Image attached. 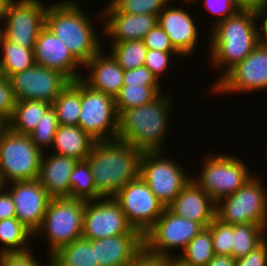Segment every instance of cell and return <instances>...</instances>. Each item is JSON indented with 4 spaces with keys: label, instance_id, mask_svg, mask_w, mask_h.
Wrapping results in <instances>:
<instances>
[{
    "label": "cell",
    "instance_id": "cell-41",
    "mask_svg": "<svg viewBox=\"0 0 267 266\" xmlns=\"http://www.w3.org/2000/svg\"><path fill=\"white\" fill-rule=\"evenodd\" d=\"M143 42L147 49L162 52H177L171 44L167 33L159 23L144 36Z\"/></svg>",
    "mask_w": 267,
    "mask_h": 266
},
{
    "label": "cell",
    "instance_id": "cell-53",
    "mask_svg": "<svg viewBox=\"0 0 267 266\" xmlns=\"http://www.w3.org/2000/svg\"><path fill=\"white\" fill-rule=\"evenodd\" d=\"M7 127V123L0 118V133Z\"/></svg>",
    "mask_w": 267,
    "mask_h": 266
},
{
    "label": "cell",
    "instance_id": "cell-47",
    "mask_svg": "<svg viewBox=\"0 0 267 266\" xmlns=\"http://www.w3.org/2000/svg\"><path fill=\"white\" fill-rule=\"evenodd\" d=\"M169 259L151 255L143 250L129 266H165Z\"/></svg>",
    "mask_w": 267,
    "mask_h": 266
},
{
    "label": "cell",
    "instance_id": "cell-35",
    "mask_svg": "<svg viewBox=\"0 0 267 266\" xmlns=\"http://www.w3.org/2000/svg\"><path fill=\"white\" fill-rule=\"evenodd\" d=\"M110 53L124 70L135 69L145 64L147 48L143 40L110 44Z\"/></svg>",
    "mask_w": 267,
    "mask_h": 266
},
{
    "label": "cell",
    "instance_id": "cell-3",
    "mask_svg": "<svg viewBox=\"0 0 267 266\" xmlns=\"http://www.w3.org/2000/svg\"><path fill=\"white\" fill-rule=\"evenodd\" d=\"M172 104V96L167 92L149 103L123 111L118 116L117 139L130 143L142 153L162 152Z\"/></svg>",
    "mask_w": 267,
    "mask_h": 266
},
{
    "label": "cell",
    "instance_id": "cell-34",
    "mask_svg": "<svg viewBox=\"0 0 267 266\" xmlns=\"http://www.w3.org/2000/svg\"><path fill=\"white\" fill-rule=\"evenodd\" d=\"M71 198L91 201L103 198L95 189L91 168L86 160L78 161L71 176Z\"/></svg>",
    "mask_w": 267,
    "mask_h": 266
},
{
    "label": "cell",
    "instance_id": "cell-24",
    "mask_svg": "<svg viewBox=\"0 0 267 266\" xmlns=\"http://www.w3.org/2000/svg\"><path fill=\"white\" fill-rule=\"evenodd\" d=\"M78 161L73 157L43 152L38 180L51 198H71L70 176Z\"/></svg>",
    "mask_w": 267,
    "mask_h": 266
},
{
    "label": "cell",
    "instance_id": "cell-29",
    "mask_svg": "<svg viewBox=\"0 0 267 266\" xmlns=\"http://www.w3.org/2000/svg\"><path fill=\"white\" fill-rule=\"evenodd\" d=\"M33 233L16 217L0 221V243L2 253H25L31 251L30 242ZM29 245V247H28Z\"/></svg>",
    "mask_w": 267,
    "mask_h": 266
},
{
    "label": "cell",
    "instance_id": "cell-9",
    "mask_svg": "<svg viewBox=\"0 0 267 266\" xmlns=\"http://www.w3.org/2000/svg\"><path fill=\"white\" fill-rule=\"evenodd\" d=\"M204 227L197 222L171 213L167 208L143 235L144 250L154 256L177 258L172 250H183ZM172 252V253H170Z\"/></svg>",
    "mask_w": 267,
    "mask_h": 266
},
{
    "label": "cell",
    "instance_id": "cell-38",
    "mask_svg": "<svg viewBox=\"0 0 267 266\" xmlns=\"http://www.w3.org/2000/svg\"><path fill=\"white\" fill-rule=\"evenodd\" d=\"M211 237L215 254L232 256L233 225L215 218L211 223Z\"/></svg>",
    "mask_w": 267,
    "mask_h": 266
},
{
    "label": "cell",
    "instance_id": "cell-48",
    "mask_svg": "<svg viewBox=\"0 0 267 266\" xmlns=\"http://www.w3.org/2000/svg\"><path fill=\"white\" fill-rule=\"evenodd\" d=\"M239 10L261 14L267 7V0H234Z\"/></svg>",
    "mask_w": 267,
    "mask_h": 266
},
{
    "label": "cell",
    "instance_id": "cell-12",
    "mask_svg": "<svg viewBox=\"0 0 267 266\" xmlns=\"http://www.w3.org/2000/svg\"><path fill=\"white\" fill-rule=\"evenodd\" d=\"M78 126L96 141L117 139L118 115L114 97L91 89L81 80Z\"/></svg>",
    "mask_w": 267,
    "mask_h": 266
},
{
    "label": "cell",
    "instance_id": "cell-8",
    "mask_svg": "<svg viewBox=\"0 0 267 266\" xmlns=\"http://www.w3.org/2000/svg\"><path fill=\"white\" fill-rule=\"evenodd\" d=\"M245 163L232 154L210 153L203 161L200 175H193L192 179L217 202L234 194L253 176Z\"/></svg>",
    "mask_w": 267,
    "mask_h": 266
},
{
    "label": "cell",
    "instance_id": "cell-55",
    "mask_svg": "<svg viewBox=\"0 0 267 266\" xmlns=\"http://www.w3.org/2000/svg\"><path fill=\"white\" fill-rule=\"evenodd\" d=\"M184 2H187V3H192V4H194V3H196V1H198V0H183ZM174 2H175V0H174Z\"/></svg>",
    "mask_w": 267,
    "mask_h": 266
},
{
    "label": "cell",
    "instance_id": "cell-17",
    "mask_svg": "<svg viewBox=\"0 0 267 266\" xmlns=\"http://www.w3.org/2000/svg\"><path fill=\"white\" fill-rule=\"evenodd\" d=\"M7 184L3 187L9 188L7 191L13 199L16 218L34 234L42 223L51 197L38 179Z\"/></svg>",
    "mask_w": 267,
    "mask_h": 266
},
{
    "label": "cell",
    "instance_id": "cell-26",
    "mask_svg": "<svg viewBox=\"0 0 267 266\" xmlns=\"http://www.w3.org/2000/svg\"><path fill=\"white\" fill-rule=\"evenodd\" d=\"M51 104L39 100L16 101L12 118L7 127L18 134L28 135L37 126L41 117Z\"/></svg>",
    "mask_w": 267,
    "mask_h": 266
},
{
    "label": "cell",
    "instance_id": "cell-11",
    "mask_svg": "<svg viewBox=\"0 0 267 266\" xmlns=\"http://www.w3.org/2000/svg\"><path fill=\"white\" fill-rule=\"evenodd\" d=\"M47 8L40 0H7L1 15L5 38L23 48H34L45 27Z\"/></svg>",
    "mask_w": 267,
    "mask_h": 266
},
{
    "label": "cell",
    "instance_id": "cell-2",
    "mask_svg": "<svg viewBox=\"0 0 267 266\" xmlns=\"http://www.w3.org/2000/svg\"><path fill=\"white\" fill-rule=\"evenodd\" d=\"M142 152L119 139L96 141L86 157L96 191L114 197L127 183L139 177Z\"/></svg>",
    "mask_w": 267,
    "mask_h": 266
},
{
    "label": "cell",
    "instance_id": "cell-46",
    "mask_svg": "<svg viewBox=\"0 0 267 266\" xmlns=\"http://www.w3.org/2000/svg\"><path fill=\"white\" fill-rule=\"evenodd\" d=\"M12 217H16L13 199L10 193L0 186V221Z\"/></svg>",
    "mask_w": 267,
    "mask_h": 266
},
{
    "label": "cell",
    "instance_id": "cell-28",
    "mask_svg": "<svg viewBox=\"0 0 267 266\" xmlns=\"http://www.w3.org/2000/svg\"><path fill=\"white\" fill-rule=\"evenodd\" d=\"M52 266H99L92 242L80 238L51 255Z\"/></svg>",
    "mask_w": 267,
    "mask_h": 266
},
{
    "label": "cell",
    "instance_id": "cell-15",
    "mask_svg": "<svg viewBox=\"0 0 267 266\" xmlns=\"http://www.w3.org/2000/svg\"><path fill=\"white\" fill-rule=\"evenodd\" d=\"M16 101L39 100L52 104L71 80L58 70L34 64L9 77Z\"/></svg>",
    "mask_w": 267,
    "mask_h": 266
},
{
    "label": "cell",
    "instance_id": "cell-54",
    "mask_svg": "<svg viewBox=\"0 0 267 266\" xmlns=\"http://www.w3.org/2000/svg\"><path fill=\"white\" fill-rule=\"evenodd\" d=\"M7 0H0V18H1V15L3 13V9H4V5L6 3Z\"/></svg>",
    "mask_w": 267,
    "mask_h": 266
},
{
    "label": "cell",
    "instance_id": "cell-44",
    "mask_svg": "<svg viewBox=\"0 0 267 266\" xmlns=\"http://www.w3.org/2000/svg\"><path fill=\"white\" fill-rule=\"evenodd\" d=\"M32 251L25 253H2L0 254V266H42L36 261ZM47 266H52V259H48Z\"/></svg>",
    "mask_w": 267,
    "mask_h": 266
},
{
    "label": "cell",
    "instance_id": "cell-56",
    "mask_svg": "<svg viewBox=\"0 0 267 266\" xmlns=\"http://www.w3.org/2000/svg\"><path fill=\"white\" fill-rule=\"evenodd\" d=\"M3 74L2 58L0 57V75Z\"/></svg>",
    "mask_w": 267,
    "mask_h": 266
},
{
    "label": "cell",
    "instance_id": "cell-6",
    "mask_svg": "<svg viewBox=\"0 0 267 266\" xmlns=\"http://www.w3.org/2000/svg\"><path fill=\"white\" fill-rule=\"evenodd\" d=\"M257 175L253 174L234 194L216 202V219L229 225L258 224L267 227V189Z\"/></svg>",
    "mask_w": 267,
    "mask_h": 266
},
{
    "label": "cell",
    "instance_id": "cell-23",
    "mask_svg": "<svg viewBox=\"0 0 267 266\" xmlns=\"http://www.w3.org/2000/svg\"><path fill=\"white\" fill-rule=\"evenodd\" d=\"M103 52L101 49L83 66V69L87 68L89 74L82 75L81 80L91 89L115 98L124 85V69L118 64L111 53L105 56Z\"/></svg>",
    "mask_w": 267,
    "mask_h": 266
},
{
    "label": "cell",
    "instance_id": "cell-4",
    "mask_svg": "<svg viewBox=\"0 0 267 266\" xmlns=\"http://www.w3.org/2000/svg\"><path fill=\"white\" fill-rule=\"evenodd\" d=\"M48 5L45 27L64 43L71 54L84 66L101 49L102 44L91 18L74 0Z\"/></svg>",
    "mask_w": 267,
    "mask_h": 266
},
{
    "label": "cell",
    "instance_id": "cell-25",
    "mask_svg": "<svg viewBox=\"0 0 267 266\" xmlns=\"http://www.w3.org/2000/svg\"><path fill=\"white\" fill-rule=\"evenodd\" d=\"M96 142L79 126L59 125L51 148L55 154L73 157L83 161L89 155Z\"/></svg>",
    "mask_w": 267,
    "mask_h": 266
},
{
    "label": "cell",
    "instance_id": "cell-39",
    "mask_svg": "<svg viewBox=\"0 0 267 266\" xmlns=\"http://www.w3.org/2000/svg\"><path fill=\"white\" fill-rule=\"evenodd\" d=\"M181 56L178 52H162L148 49L145 57V66L160 82V77H163L164 72L168 70L170 65L171 55Z\"/></svg>",
    "mask_w": 267,
    "mask_h": 266
},
{
    "label": "cell",
    "instance_id": "cell-43",
    "mask_svg": "<svg viewBox=\"0 0 267 266\" xmlns=\"http://www.w3.org/2000/svg\"><path fill=\"white\" fill-rule=\"evenodd\" d=\"M124 85L161 86L157 78L145 66L135 69L124 70Z\"/></svg>",
    "mask_w": 267,
    "mask_h": 266
},
{
    "label": "cell",
    "instance_id": "cell-49",
    "mask_svg": "<svg viewBox=\"0 0 267 266\" xmlns=\"http://www.w3.org/2000/svg\"><path fill=\"white\" fill-rule=\"evenodd\" d=\"M206 266H236V259L230 255L215 254Z\"/></svg>",
    "mask_w": 267,
    "mask_h": 266
},
{
    "label": "cell",
    "instance_id": "cell-7",
    "mask_svg": "<svg viewBox=\"0 0 267 266\" xmlns=\"http://www.w3.org/2000/svg\"><path fill=\"white\" fill-rule=\"evenodd\" d=\"M42 155L29 135L15 133L6 127L0 133V186L38 179Z\"/></svg>",
    "mask_w": 267,
    "mask_h": 266
},
{
    "label": "cell",
    "instance_id": "cell-45",
    "mask_svg": "<svg viewBox=\"0 0 267 266\" xmlns=\"http://www.w3.org/2000/svg\"><path fill=\"white\" fill-rule=\"evenodd\" d=\"M236 266H267V238L246 256L237 259Z\"/></svg>",
    "mask_w": 267,
    "mask_h": 266
},
{
    "label": "cell",
    "instance_id": "cell-13",
    "mask_svg": "<svg viewBox=\"0 0 267 266\" xmlns=\"http://www.w3.org/2000/svg\"><path fill=\"white\" fill-rule=\"evenodd\" d=\"M120 205L128 223L144 235L166 208L139 176L127 183L113 197Z\"/></svg>",
    "mask_w": 267,
    "mask_h": 266
},
{
    "label": "cell",
    "instance_id": "cell-37",
    "mask_svg": "<svg viewBox=\"0 0 267 266\" xmlns=\"http://www.w3.org/2000/svg\"><path fill=\"white\" fill-rule=\"evenodd\" d=\"M173 0H111L110 3L122 13L152 14L159 13Z\"/></svg>",
    "mask_w": 267,
    "mask_h": 266
},
{
    "label": "cell",
    "instance_id": "cell-40",
    "mask_svg": "<svg viewBox=\"0 0 267 266\" xmlns=\"http://www.w3.org/2000/svg\"><path fill=\"white\" fill-rule=\"evenodd\" d=\"M16 100L8 77L0 75V118L6 123L12 118Z\"/></svg>",
    "mask_w": 267,
    "mask_h": 266
},
{
    "label": "cell",
    "instance_id": "cell-22",
    "mask_svg": "<svg viewBox=\"0 0 267 266\" xmlns=\"http://www.w3.org/2000/svg\"><path fill=\"white\" fill-rule=\"evenodd\" d=\"M91 242L99 266H129L144 250L142 234H124Z\"/></svg>",
    "mask_w": 267,
    "mask_h": 266
},
{
    "label": "cell",
    "instance_id": "cell-50",
    "mask_svg": "<svg viewBox=\"0 0 267 266\" xmlns=\"http://www.w3.org/2000/svg\"><path fill=\"white\" fill-rule=\"evenodd\" d=\"M261 18V30H262V41L267 45V7L266 9L260 14Z\"/></svg>",
    "mask_w": 267,
    "mask_h": 266
},
{
    "label": "cell",
    "instance_id": "cell-36",
    "mask_svg": "<svg viewBox=\"0 0 267 266\" xmlns=\"http://www.w3.org/2000/svg\"><path fill=\"white\" fill-rule=\"evenodd\" d=\"M58 127L59 123L56 112L54 108L50 106L41 117L36 128L28 135L34 145L44 152L46 150H43V147L46 149L48 146L49 148L52 146Z\"/></svg>",
    "mask_w": 267,
    "mask_h": 266
},
{
    "label": "cell",
    "instance_id": "cell-52",
    "mask_svg": "<svg viewBox=\"0 0 267 266\" xmlns=\"http://www.w3.org/2000/svg\"><path fill=\"white\" fill-rule=\"evenodd\" d=\"M2 20L0 18V24H1ZM2 24L0 25V50H1V47H2V42L4 40V26H2Z\"/></svg>",
    "mask_w": 267,
    "mask_h": 266
},
{
    "label": "cell",
    "instance_id": "cell-42",
    "mask_svg": "<svg viewBox=\"0 0 267 266\" xmlns=\"http://www.w3.org/2000/svg\"><path fill=\"white\" fill-rule=\"evenodd\" d=\"M204 5L206 10L209 11V14H214L216 20L214 19L212 28L217 25L219 22L227 19L228 17L233 16L239 11L234 0H204Z\"/></svg>",
    "mask_w": 267,
    "mask_h": 266
},
{
    "label": "cell",
    "instance_id": "cell-1",
    "mask_svg": "<svg viewBox=\"0 0 267 266\" xmlns=\"http://www.w3.org/2000/svg\"><path fill=\"white\" fill-rule=\"evenodd\" d=\"M259 19L260 14L256 12L239 10L211 28L208 46L210 64L217 70L225 69L211 88L262 41V30L257 24L261 22Z\"/></svg>",
    "mask_w": 267,
    "mask_h": 266
},
{
    "label": "cell",
    "instance_id": "cell-31",
    "mask_svg": "<svg viewBox=\"0 0 267 266\" xmlns=\"http://www.w3.org/2000/svg\"><path fill=\"white\" fill-rule=\"evenodd\" d=\"M266 230L258 224L233 225L232 257L237 260L254 250L267 238Z\"/></svg>",
    "mask_w": 267,
    "mask_h": 266
},
{
    "label": "cell",
    "instance_id": "cell-20",
    "mask_svg": "<svg viewBox=\"0 0 267 266\" xmlns=\"http://www.w3.org/2000/svg\"><path fill=\"white\" fill-rule=\"evenodd\" d=\"M170 6V7H169ZM189 11L168 4L158 15L174 49L183 56L193 55L198 47V27Z\"/></svg>",
    "mask_w": 267,
    "mask_h": 266
},
{
    "label": "cell",
    "instance_id": "cell-18",
    "mask_svg": "<svg viewBox=\"0 0 267 266\" xmlns=\"http://www.w3.org/2000/svg\"><path fill=\"white\" fill-rule=\"evenodd\" d=\"M103 13V14H102ZM104 35L112 39V43L132 40H143L144 36L158 23V15L127 14L119 12L111 3L103 8L100 14ZM111 38V39H110Z\"/></svg>",
    "mask_w": 267,
    "mask_h": 266
},
{
    "label": "cell",
    "instance_id": "cell-30",
    "mask_svg": "<svg viewBox=\"0 0 267 266\" xmlns=\"http://www.w3.org/2000/svg\"><path fill=\"white\" fill-rule=\"evenodd\" d=\"M180 254L177 259L185 266H206L215 255L211 224L207 228H203Z\"/></svg>",
    "mask_w": 267,
    "mask_h": 266
},
{
    "label": "cell",
    "instance_id": "cell-19",
    "mask_svg": "<svg viewBox=\"0 0 267 266\" xmlns=\"http://www.w3.org/2000/svg\"><path fill=\"white\" fill-rule=\"evenodd\" d=\"M33 52L35 64L58 70L71 81L81 79L83 73L79 74V68L83 65L46 27L39 32Z\"/></svg>",
    "mask_w": 267,
    "mask_h": 266
},
{
    "label": "cell",
    "instance_id": "cell-27",
    "mask_svg": "<svg viewBox=\"0 0 267 266\" xmlns=\"http://www.w3.org/2000/svg\"><path fill=\"white\" fill-rule=\"evenodd\" d=\"M51 106L56 112L59 125L78 126L81 112V79L71 81Z\"/></svg>",
    "mask_w": 267,
    "mask_h": 266
},
{
    "label": "cell",
    "instance_id": "cell-10",
    "mask_svg": "<svg viewBox=\"0 0 267 266\" xmlns=\"http://www.w3.org/2000/svg\"><path fill=\"white\" fill-rule=\"evenodd\" d=\"M162 155V152H143L139 176L166 207L193 176L187 175V169L181 168L176 160Z\"/></svg>",
    "mask_w": 267,
    "mask_h": 266
},
{
    "label": "cell",
    "instance_id": "cell-32",
    "mask_svg": "<svg viewBox=\"0 0 267 266\" xmlns=\"http://www.w3.org/2000/svg\"><path fill=\"white\" fill-rule=\"evenodd\" d=\"M33 49L23 48L4 37L1 47L3 74L9 78L32 67L35 64Z\"/></svg>",
    "mask_w": 267,
    "mask_h": 266
},
{
    "label": "cell",
    "instance_id": "cell-14",
    "mask_svg": "<svg viewBox=\"0 0 267 266\" xmlns=\"http://www.w3.org/2000/svg\"><path fill=\"white\" fill-rule=\"evenodd\" d=\"M124 234H141L127 221L113 197L85 201L82 238L96 240Z\"/></svg>",
    "mask_w": 267,
    "mask_h": 266
},
{
    "label": "cell",
    "instance_id": "cell-21",
    "mask_svg": "<svg viewBox=\"0 0 267 266\" xmlns=\"http://www.w3.org/2000/svg\"><path fill=\"white\" fill-rule=\"evenodd\" d=\"M166 208L207 228L215 219L216 202L191 179Z\"/></svg>",
    "mask_w": 267,
    "mask_h": 266
},
{
    "label": "cell",
    "instance_id": "cell-5",
    "mask_svg": "<svg viewBox=\"0 0 267 266\" xmlns=\"http://www.w3.org/2000/svg\"><path fill=\"white\" fill-rule=\"evenodd\" d=\"M85 201L70 197L51 198L40 227L33 236L44 235L49 257L62 246L82 238Z\"/></svg>",
    "mask_w": 267,
    "mask_h": 266
},
{
    "label": "cell",
    "instance_id": "cell-33",
    "mask_svg": "<svg viewBox=\"0 0 267 266\" xmlns=\"http://www.w3.org/2000/svg\"><path fill=\"white\" fill-rule=\"evenodd\" d=\"M160 89L161 86L123 85L114 98L117 115L127 109L151 102L163 93Z\"/></svg>",
    "mask_w": 267,
    "mask_h": 266
},
{
    "label": "cell",
    "instance_id": "cell-16",
    "mask_svg": "<svg viewBox=\"0 0 267 266\" xmlns=\"http://www.w3.org/2000/svg\"><path fill=\"white\" fill-rule=\"evenodd\" d=\"M267 89V45H259L241 62L231 68L213 87L212 93L263 91Z\"/></svg>",
    "mask_w": 267,
    "mask_h": 266
},
{
    "label": "cell",
    "instance_id": "cell-51",
    "mask_svg": "<svg viewBox=\"0 0 267 266\" xmlns=\"http://www.w3.org/2000/svg\"><path fill=\"white\" fill-rule=\"evenodd\" d=\"M165 266H185V265H183L177 258H170L165 263Z\"/></svg>",
    "mask_w": 267,
    "mask_h": 266
}]
</instances>
